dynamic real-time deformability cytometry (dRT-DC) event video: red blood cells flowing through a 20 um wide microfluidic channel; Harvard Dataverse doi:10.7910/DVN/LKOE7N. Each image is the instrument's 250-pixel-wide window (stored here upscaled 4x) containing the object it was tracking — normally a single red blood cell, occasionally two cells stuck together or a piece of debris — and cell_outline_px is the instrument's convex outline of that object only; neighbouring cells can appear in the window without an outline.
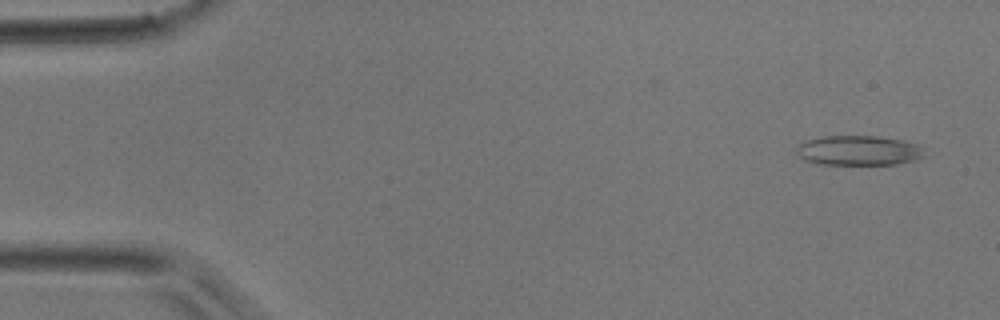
{"species": "common noctule bat (a hibernating species)", "species_latin": "Nyctalus noctula", "temperature_condition": "room temperature", "stored_images_in_passage": 4, "camera_frame_rate_fps": 3000, "um_per_image_px": 0.085, "animal": {"sex": "male", "body_mass_g": 17.9}, "frame": {"image": 1, "passage_image": 1, "time_ms": 0.0, "image_size_px": [1000, 320], "cell_outline_px": [[924, 156], [916, 160], [896, 164], [820, 164], [804, 160], [796, 152], [796, 148], [804, 140], [824, 136], [876, 136], [904, 140], [916, 144], [920, 148]], "centroid_in_image_um": [72.95, 12.79], "position_along_channel_um": 12.1, "area_um2": 22.14}}
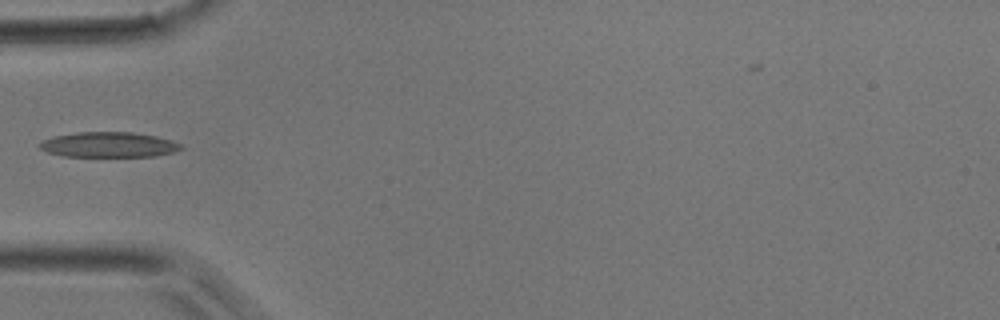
{"frame": {"image": 2, "passage_image": 4, "time_ms": 3.667, "image_size_px": [1000, 320], "cell_outline_px": [[184, 148], [172, 152], [156, 156], [64, 156], [48, 152], [40, 148], [36, 144], [44, 140], [56, 136], [76, 132], [132, 132], [156, 136], [172, 140], [180, 144]], "centroid_in_image_um": [9.25, 12.29], "position_along_channel_um": 75.8, "area_um2": 20.63}}